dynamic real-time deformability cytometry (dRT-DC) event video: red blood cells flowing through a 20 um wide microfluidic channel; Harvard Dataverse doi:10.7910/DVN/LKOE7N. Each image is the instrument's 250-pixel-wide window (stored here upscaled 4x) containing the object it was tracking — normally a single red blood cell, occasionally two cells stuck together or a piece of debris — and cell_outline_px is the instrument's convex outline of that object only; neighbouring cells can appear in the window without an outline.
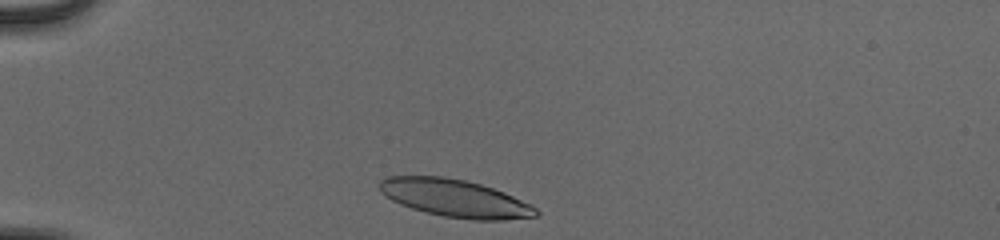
{"species": "human", "species_latin": "Homo sapiens", "temperature_condition": "cold", "stored_images_in_passage": 34, "camera_frame_rate_fps": 3000, "um_per_image_px": 0.085, "donor": {"sex": "male"}, "frame": {"image": 1, "passage_image": 2, "time_ms": 0.333, "image_size_px": [1000, 240], "cell_outline_px": [[540, 212], [536, 216], [504, 220], [472, 220], [444, 216], [424, 212], [400, 204], [384, 196], [380, 192], [380, 180], [384, 176], [444, 176], [464, 180], [480, 184], [504, 192], [532, 204]], "centroid_in_image_um": [38.67, 16.85], "position_along_channel_um": 46.3, "area_um2": 34.39}}
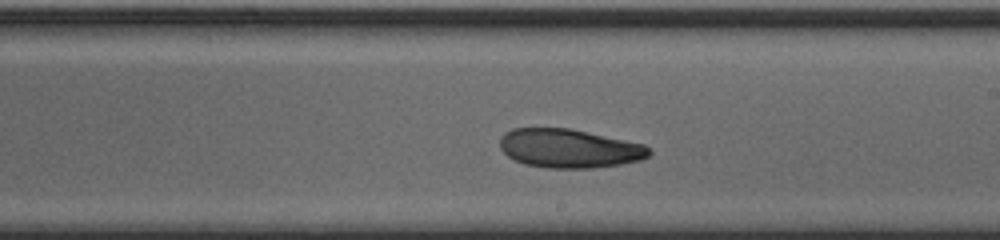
{"frame": {"image": 2, "passage_image": 20, "time_ms": 6.333, "image_size_px": [1000, 240], "cell_outline_px": [[652, 152], [648, 156], [640, 160], [620, 164], [592, 168], [548, 168], [524, 164], [508, 156], [500, 148], [500, 136], [504, 132], [512, 128], [568, 128], [644, 144]], "centroid_in_image_um": [48.35, 12.61], "position_along_channel_um": 240.7, "area_um2": 33.64}}
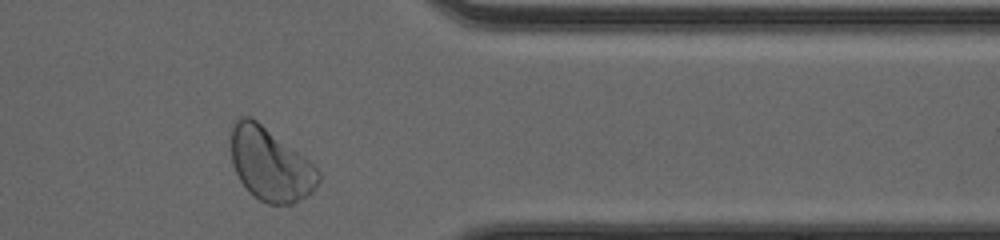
{"frame": {"image": 3, "passage_image": 32, "time_ms": 10.333, "image_size_px": [1000, 240], "cell_outline_px": [[320, 180], [316, 188], [312, 192], [292, 204], [268, 204], [252, 196], [248, 192], [240, 180], [232, 164], [232, 124], [240, 116], [248, 116], [256, 120], [308, 160], [320, 172]], "centroid_in_image_um": [22.97, 14.0], "position_along_channel_um": 388.4, "area_um2": 36.76}, "authors_computed_cell_mechanics": {"area_um2": 34.4199, "velocity_mm_per_s": 3.8896, "shape_relaxation_time_tau1_ms": 4.2378, "shape_relaxation_time_tau2_ms": 7.0319, "deformation_change_tau1": 0.1562, "deformation_change_tau2": 0.1207}}